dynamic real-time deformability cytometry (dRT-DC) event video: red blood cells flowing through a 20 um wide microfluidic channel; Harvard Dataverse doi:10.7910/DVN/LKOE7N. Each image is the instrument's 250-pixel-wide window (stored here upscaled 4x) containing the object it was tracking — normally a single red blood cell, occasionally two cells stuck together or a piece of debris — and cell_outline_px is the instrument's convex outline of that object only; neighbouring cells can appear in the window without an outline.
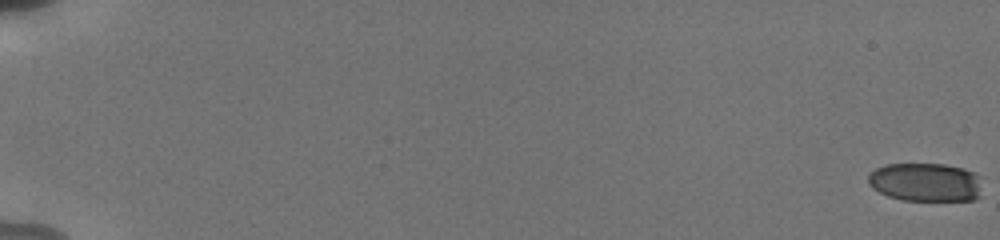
{"species": "human", "species_latin": "Homo sapiens", "temperature_condition": "cold", "stored_images_in_passage": 57, "camera_frame_rate_fps": 3000, "um_per_image_px": 0.085, "donor": {"sex": "male"}, "frame": {"image": 1, "passage_image": 1, "time_ms": 0.0, "image_size_px": [1000, 240], "cell_outline_px": [[980, 196], [972, 200], [900, 200], [888, 196], [872, 188], [868, 184], [868, 176], [876, 168], [884, 164], [944, 164], [964, 168], [980, 176]], "centroid_in_image_um": [78.66, 15.48], "position_along_channel_um": 6.3, "area_um2": 25.72}}
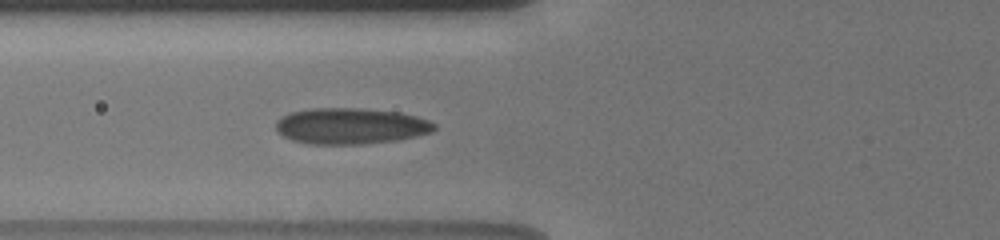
{"frame": {"image": 2, "passage_image": 25, "time_ms": 8.0, "image_size_px": [1000, 240], "cell_outline_px": [[436, 128], [432, 132], [416, 136], [396, 140], [360, 144], [308, 144], [292, 140], [276, 132], [276, 120], [280, 116], [292, 112], [312, 108], [360, 108], [400, 112], [416, 116], [428, 120], [436, 124]], "centroid_in_image_um": [29.79, 10.71], "position_along_channel_um": 96.0, "area_um2": 33.47}}
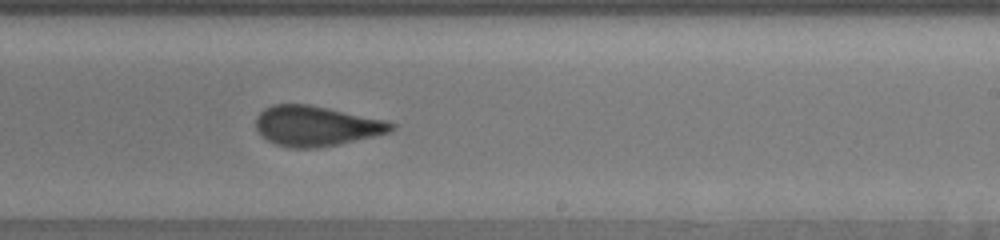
{"frame": {"image": 3, "passage_image": 38, "time_ms": 12.333, "image_size_px": [1000, 240], "cell_outline_px": [[396, 128], [388, 132], [340, 144], [316, 148], [292, 148], [276, 144], [260, 136], [256, 128], [256, 116], [264, 108], [272, 104], [308, 104], [388, 120], [396, 124]], "centroid_in_image_um": [26.86, 10.7], "position_along_channel_um": 262.1, "area_um2": 31.79}, "authors_computed_cell_mechanics": {"area_um2": 30.7496, "velocity_mm_per_s": 3.8404, "shape_relaxation_time_tau1_ms": null, "shape_relaxation_time_tau2_ms": 1.1994, "deformation_change_tau1": null, "deformation_change_tau2": 0.0849}}